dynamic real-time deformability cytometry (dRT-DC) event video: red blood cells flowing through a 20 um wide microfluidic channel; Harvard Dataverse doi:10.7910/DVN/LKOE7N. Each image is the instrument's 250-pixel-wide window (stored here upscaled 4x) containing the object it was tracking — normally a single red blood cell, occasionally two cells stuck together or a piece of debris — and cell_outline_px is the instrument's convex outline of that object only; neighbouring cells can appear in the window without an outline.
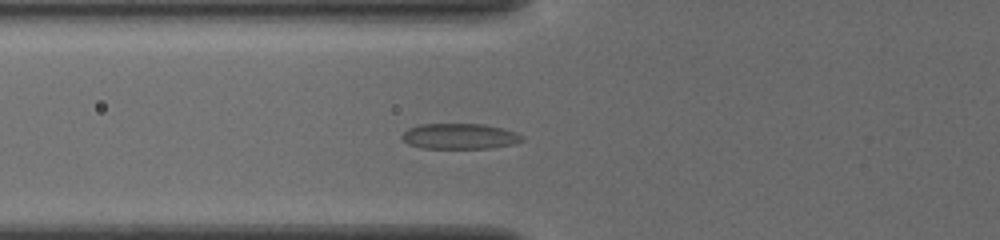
{"species": "common noctule bat (a hibernating species)", "species_latin": "Nyctalus noctula", "temperature_condition": "cold", "stored_images_in_passage": 49, "camera_frame_rate_fps": 3000, "um_per_image_px": 0.085, "animal": {"sex": "female", "body_mass_g": 19.5, "forearm_length_mm": 54.1}, "frame": {"image": 1, "passage_image": 16, "time_ms": 5.0, "image_size_px": [1000, 240], "cell_outline_px": [[524, 140], [512, 144], [492, 148], [420, 148], [408, 144], [400, 136], [408, 128], [420, 124], [484, 124], [516, 132], [524, 136]], "centroid_in_image_um": [39.06, 11.58], "position_along_channel_um": 86.7, "area_um2": 17.92}}
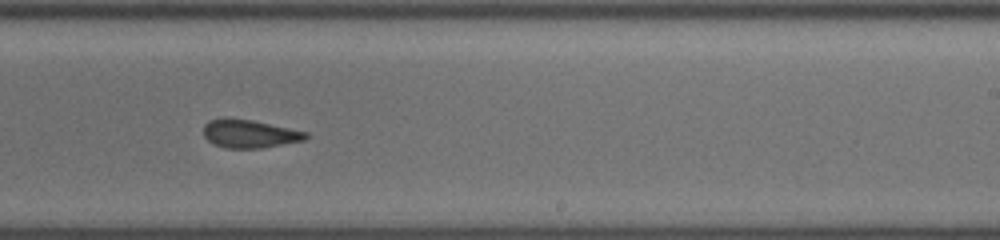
{"frame": {"image": 2, "passage_image": 30, "time_ms": 9.667, "image_size_px": [1000, 240], "cell_outline_px": [[308, 136], [304, 140], [260, 148], [224, 148], [212, 144], [204, 136], [204, 124], [208, 120], [252, 120], [308, 132]], "centroid_in_image_um": [21.21, 11.4], "position_along_channel_um": 267.8, "area_um2": 16.36}}
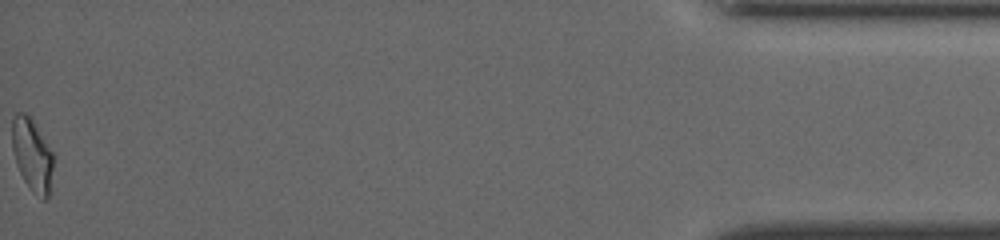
{"frame": {"image": 3, "passage_image": 49, "time_ms": 16.0, "image_size_px": [1000, 240], "cell_outline_px": [[52, 168], [48, 196], [44, 200], [40, 200], [32, 192], [24, 180], [16, 164], [12, 148], [12, 116], [16, 112], [24, 112], [32, 120], [52, 152]], "centroid_in_image_um": [2.7, 13.17], "position_along_channel_um": 432.5, "area_um2": 17.17}, "authors_computed_cell_mechanics": {"area_um2": 17.5134, "velocity_mm_per_s": 3.885, "shape_relaxation_time_tau1_ms": null, "shape_relaxation_time_tau2_ms": 2.2302, "deformation_change_tau1": null, "deformation_change_tau2": 0.0929}}